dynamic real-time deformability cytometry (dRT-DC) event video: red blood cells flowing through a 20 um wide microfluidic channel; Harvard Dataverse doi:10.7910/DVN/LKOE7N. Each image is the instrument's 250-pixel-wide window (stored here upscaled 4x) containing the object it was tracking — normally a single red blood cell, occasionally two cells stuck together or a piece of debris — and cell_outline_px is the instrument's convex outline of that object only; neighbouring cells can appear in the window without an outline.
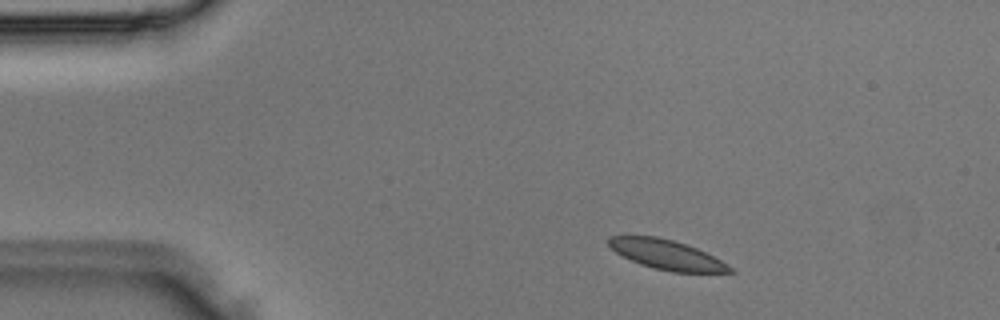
{"species": "Egyptian fruit bat (a non-hibernating species)", "species_latin": "Rousettus aegyptiacus", "temperature_condition": "room temperature", "stored_images_in_passage": 2, "camera_frame_rate_fps": 3000, "um_per_image_px": 0.085, "animal": {"sex": "male"}, "frame": {"image": 1, "passage_image": 1, "time_ms": 0.0, "image_size_px": [1000, 320], "cell_outline_px": [[736, 272], [672, 272], [652, 268], [640, 264], [616, 252], [608, 244], [608, 236], [656, 236], [672, 240], [696, 248], [728, 264]], "centroid_in_image_um": [56.66, 21.65], "position_along_channel_um": 28.3, "area_um2": 20.58}}